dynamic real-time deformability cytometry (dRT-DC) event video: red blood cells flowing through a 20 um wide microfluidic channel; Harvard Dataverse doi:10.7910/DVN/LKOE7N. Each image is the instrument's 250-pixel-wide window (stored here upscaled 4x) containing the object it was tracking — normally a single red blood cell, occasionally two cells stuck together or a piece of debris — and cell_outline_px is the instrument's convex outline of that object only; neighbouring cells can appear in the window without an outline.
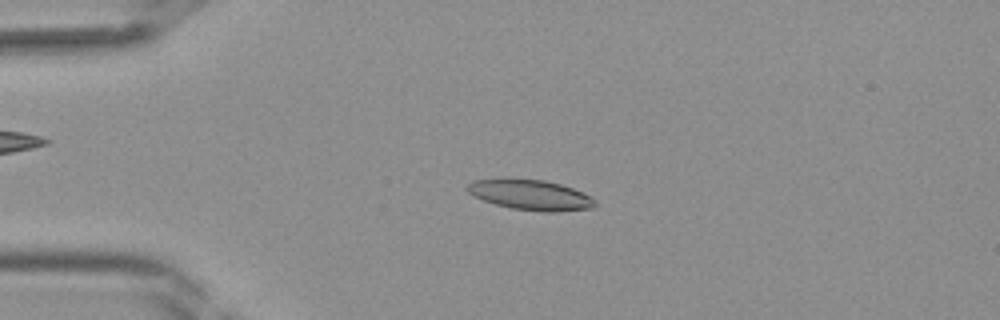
{"species": "Egyptian fruit bat (a non-hibernating species)", "species_latin": "Rousettus aegyptiacus", "temperature_condition": "room temperature", "stored_images_in_passage": 40, "camera_frame_rate_fps": 3000, "um_per_image_px": 0.085, "frame": {"image": 1, "passage_image": 9, "time_ms": 2.667, "image_size_px": [1000, 320], "cell_outline_px": [[596, 204], [592, 208], [556, 212], [544, 212], [512, 208], [496, 204], [472, 196], [464, 188], [472, 180], [500, 176], [508, 176], [544, 180], [560, 184], [572, 188], [596, 200]], "centroid_in_image_um": [44.99, 16.52], "position_along_channel_um": 40.0, "area_um2": 23.18}}
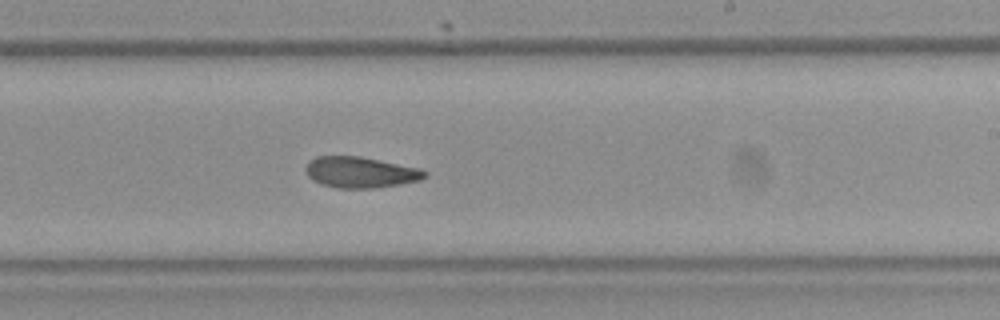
{"frame": {"image": 2, "passage_image": 24, "time_ms": 7.667, "image_size_px": [1000, 320], "cell_outline_px": [[428, 176], [420, 180], [400, 184], [376, 188], [336, 188], [320, 184], [312, 180], [308, 176], [304, 168], [308, 160], [316, 156], [360, 156], [420, 168], [428, 172]], "centroid_in_image_um": [30.62, 14.64], "position_along_channel_um": 258.4, "area_um2": 21.79}}
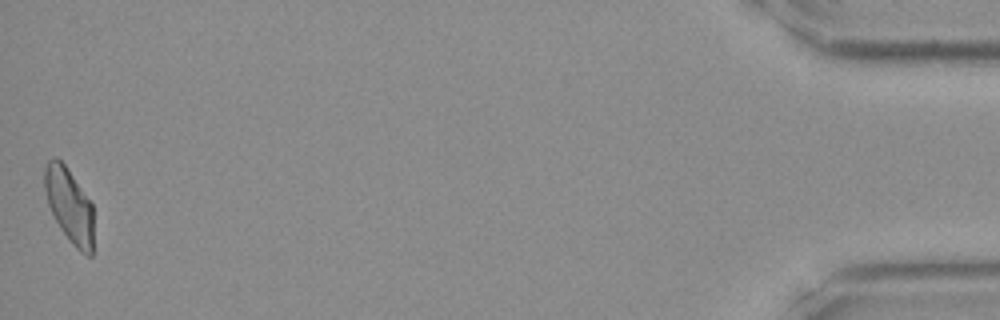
{"frame": {"image": 3, "passage_image": 40, "time_ms": 13.0, "image_size_px": [1000, 320], "cell_outline_px": [[92, 256], [88, 256], [80, 252], [72, 244], [60, 228], [48, 204], [44, 188], [44, 168], [48, 160], [52, 156], [56, 156], [64, 164], [92, 204]], "centroid_in_image_um": [5.86, 17.44], "position_along_channel_um": 429.3, "area_um2": 20.98}}